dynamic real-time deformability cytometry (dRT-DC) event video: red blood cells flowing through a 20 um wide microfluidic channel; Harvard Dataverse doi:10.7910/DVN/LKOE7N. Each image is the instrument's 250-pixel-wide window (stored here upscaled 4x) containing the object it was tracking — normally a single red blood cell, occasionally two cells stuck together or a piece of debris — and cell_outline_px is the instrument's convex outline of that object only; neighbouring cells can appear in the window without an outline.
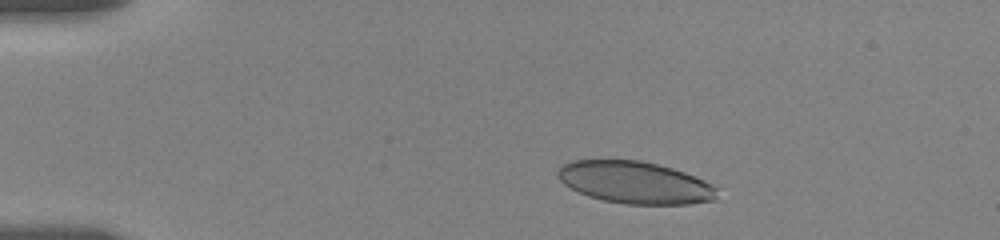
{"species": "human", "species_latin": "Homo sapiens", "temperature_condition": "room temperature", "stored_images_in_passage": 34, "camera_frame_rate_fps": 3000, "um_per_image_px": 0.085, "donor": {"sex": "female"}, "frame": {"image": 1, "passage_image": 5, "time_ms": 2.333, "image_size_px": [1000, 240], "cell_outline_px": [[716, 200], [688, 204], [624, 204], [604, 200], [588, 196], [564, 184], [560, 180], [556, 172], [564, 164], [572, 160], [640, 160], [672, 168], [684, 172], [704, 180], [712, 184], [716, 188]], "centroid_in_image_um": [53.98, 15.51], "position_along_channel_um": 31.0, "area_um2": 38.9}}
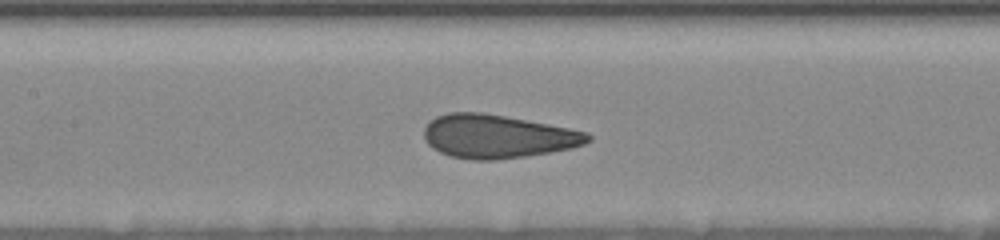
{"frame": {"image": 2, "passage_image": 21, "time_ms": 8.0, "image_size_px": [1000, 240], "cell_outline_px": [[592, 140], [584, 144], [572, 148], [524, 156], [492, 160], [472, 160], [452, 156], [440, 152], [432, 148], [424, 140], [424, 128], [428, 120], [436, 116], [448, 112], [484, 112], [548, 124], [588, 132], [592, 136]], "centroid_in_image_um": [42.25, 11.58], "position_along_channel_um": 165.1, "area_um2": 41.56}}
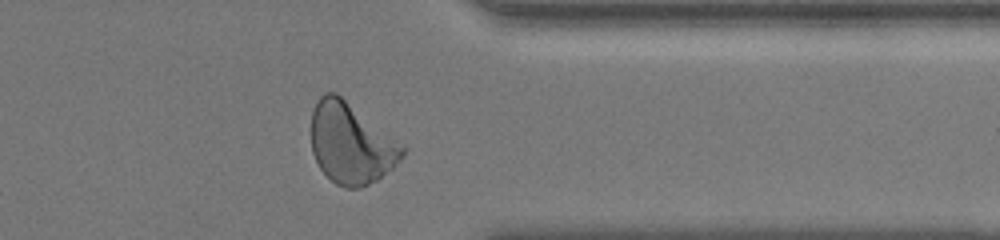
{"frame": {"image": 3, "passage_image": 33, "time_ms": 14.333, "image_size_px": [1000, 240], "cell_outline_px": [[404, 156], [392, 168], [376, 180], [360, 188], [344, 188], [336, 184], [320, 168], [312, 152], [312, 112], [320, 96], [324, 92], [336, 92], [404, 144]], "centroid_in_image_um": [29.85, 12.18], "position_along_channel_um": 381.6, "area_um2": 42.83}, "authors_computed_cell_mechanics": {"area_um2": 40.8068, "velocity_mm_per_s": 3.4947, "shape_relaxation_time_tau1_ms": 5.4234, "shape_relaxation_time_tau2_ms": 0.8558, "deformation_change_tau1": 0.1696, "deformation_change_tau2": 0.0718}}